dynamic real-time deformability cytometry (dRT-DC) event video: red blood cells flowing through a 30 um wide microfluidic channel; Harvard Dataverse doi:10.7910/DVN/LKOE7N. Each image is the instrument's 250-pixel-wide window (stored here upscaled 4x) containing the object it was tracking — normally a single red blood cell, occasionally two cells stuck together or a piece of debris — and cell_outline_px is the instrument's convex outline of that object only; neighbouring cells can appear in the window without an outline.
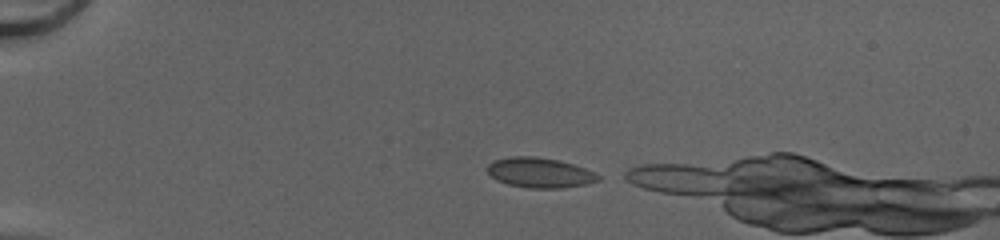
{"species": "common noctule bat (a hibernating species)", "species_latin": "Nyctalus noctula", "temperature_condition": "cold", "stored_images_in_passage": 6, "camera_frame_rate_fps": 3000, "um_per_image_px": 0.085, "animal": {"sex": "female", "body_mass_g": 20.0, "forearm_length_mm": 54.0}, "frame": {"image": 1, "passage_image": 1, "time_ms": 0.0, "image_size_px": [1000, 240], "cell_outline_px": [[600, 180], [584, 184], [560, 188], [528, 188], [508, 184], [496, 180], [488, 172], [488, 164], [492, 160], [512, 156], [536, 156], [560, 160], [584, 168], [600, 176]], "centroid_in_image_um": [45.84, 14.67], "position_along_channel_um": 39.2, "area_um2": 19.31}}